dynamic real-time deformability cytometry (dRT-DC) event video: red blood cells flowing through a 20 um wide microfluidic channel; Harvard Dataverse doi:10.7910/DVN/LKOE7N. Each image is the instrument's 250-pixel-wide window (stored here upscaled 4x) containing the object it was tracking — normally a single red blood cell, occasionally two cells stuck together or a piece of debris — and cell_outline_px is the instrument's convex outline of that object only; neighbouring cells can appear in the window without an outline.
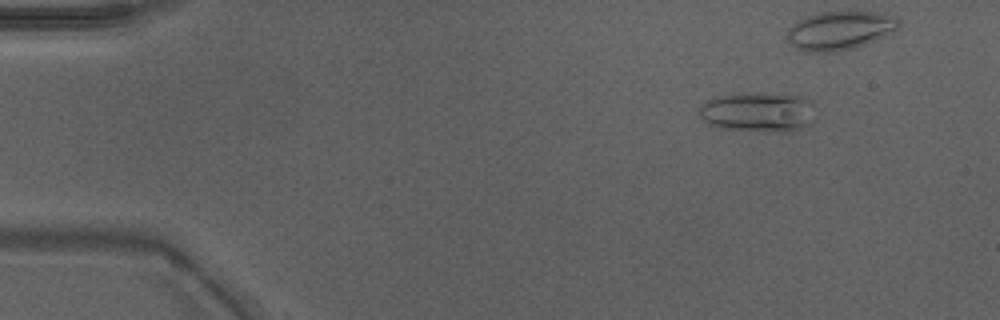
{"species": "Egyptian fruit bat (a non-hibernating species)", "species_latin": "Rousettus aegyptiacus", "temperature_condition": "warm", "stored_images_in_passage": 7, "camera_frame_rate_fps": 3000, "um_per_image_px": 0.085, "animal": {"sex": "male"}, "frame": {"image": 1, "passage_image": 6, "time_ms": 1.667, "image_size_px": [1000, 320], "cell_outline_px": [[812, 120], [808, 124], [800, 128], [788, 132], [784, 132], [720, 128], [708, 124], [700, 116], [700, 104], [712, 96], [800, 96], [808, 100], [812, 104]], "centroid_in_image_um": [64.38, 9.58], "position_along_channel_um": 20.6, "area_um2": 25.55}}